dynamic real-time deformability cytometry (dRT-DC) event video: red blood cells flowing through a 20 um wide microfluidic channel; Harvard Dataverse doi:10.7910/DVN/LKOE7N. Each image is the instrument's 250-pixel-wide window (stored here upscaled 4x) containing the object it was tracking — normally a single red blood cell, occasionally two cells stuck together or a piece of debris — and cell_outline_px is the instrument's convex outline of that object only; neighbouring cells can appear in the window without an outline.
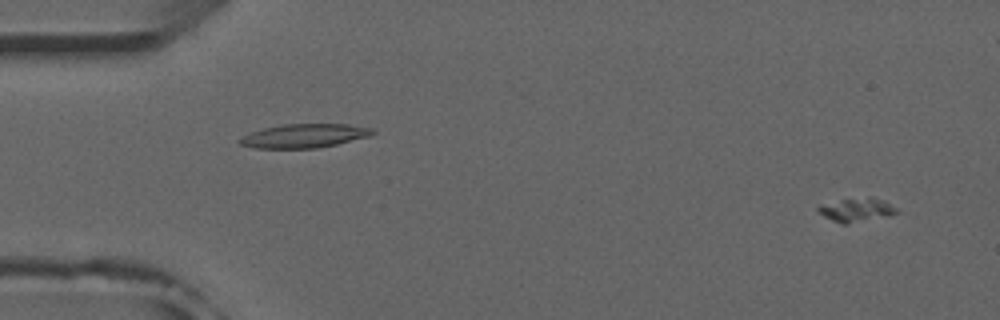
{"species": "common noctule bat (a hibernating species)", "species_latin": "Nyctalus noctula", "temperature_condition": "room temperature", "stored_images_in_passage": 55, "camera_frame_rate_fps": 3000, "um_per_image_px": 0.085, "animal": {"sex": "male", "forearm_length_mm": 52.5}, "frame": {"image": 1, "passage_image": 3, "time_ms": 0.667, "image_size_px": [1000, 320], "cell_outline_px": [[900, 212], [888, 216], [848, 224], [840, 224], [824, 216], [816, 208], [820, 204], [868, 196], [884, 200], [896, 208]], "centroid_in_image_um": [72.83, 17.84], "position_along_channel_um": 12.2, "area_um2": 10.81}}
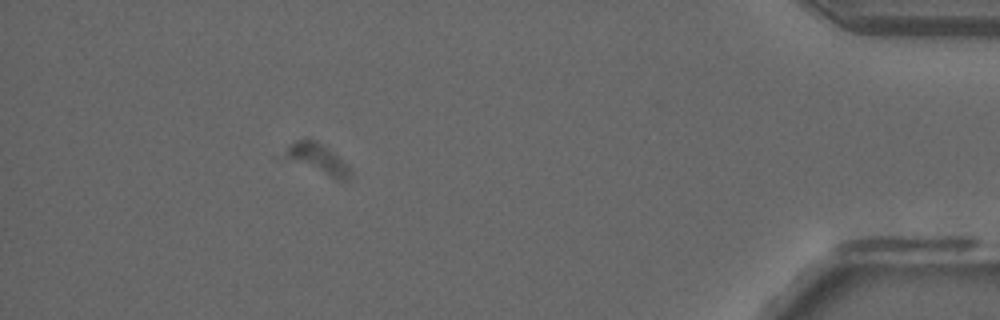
{"frame": {"image": 2, "passage_image": 50, "time_ms": 16.333, "image_size_px": [1000, 320], "cell_outline_px": [[352, 176], [344, 180], [340, 180], [276, 160], [276, 156], [296, 140], [316, 140], [348, 164], [352, 172]], "centroid_in_image_um": [26.79, 13.54], "position_along_channel_um": 408.4, "area_um2": 12.48}}